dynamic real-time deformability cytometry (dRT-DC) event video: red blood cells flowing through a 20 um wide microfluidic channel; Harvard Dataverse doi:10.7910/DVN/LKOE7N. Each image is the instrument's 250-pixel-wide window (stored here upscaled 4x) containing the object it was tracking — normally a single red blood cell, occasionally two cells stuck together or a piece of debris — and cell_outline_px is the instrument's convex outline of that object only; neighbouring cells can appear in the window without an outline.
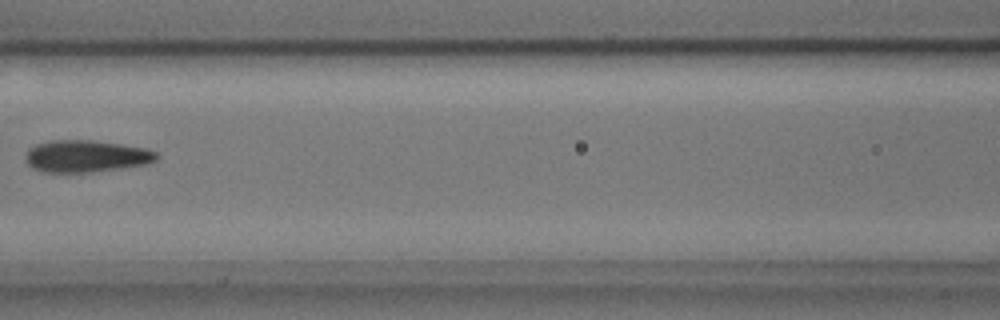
{"species": "common noctule bat (a hibernating species)", "species_latin": "Nyctalus noctula", "temperature_condition": "cold", "stored_images_in_passage": 7, "camera_frame_rate_fps": 3000, "um_per_image_px": 0.085, "animal": {"sex": "male", "body_mass_g": 17.9, "forearm_length_mm": 54.2}, "frame": {"image": 1, "passage_image": 6, "time_ms": 1.667, "image_size_px": [1000, 320], "cell_outline_px": [[160, 156], [156, 160], [148, 164], [92, 172], [44, 172], [32, 168], [28, 164], [24, 156], [28, 148], [36, 144], [48, 140], [92, 140], [148, 148], [156, 152]], "centroid_in_image_um": [7.31, 13.27], "position_along_channel_um": 159.3, "area_um2": 24.68}}
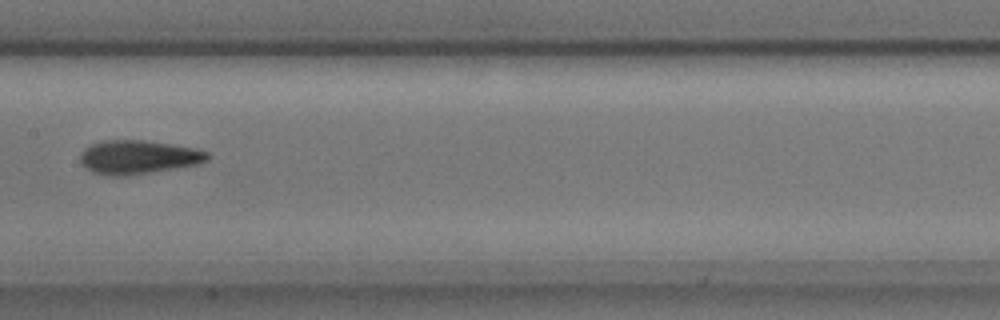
{"frame": {"image": 2, "passage_image": 7, "time_ms": 2.0, "image_size_px": [1000, 320], "cell_outline_px": [[212, 156], [208, 160], [200, 164], [128, 176], [108, 176], [92, 172], [80, 164], [80, 152], [84, 148], [92, 144], [104, 140], [144, 140], [196, 148], [208, 152]], "centroid_in_image_um": [11.75, 13.36], "position_along_channel_um": 195.6, "area_um2": 25.37}}